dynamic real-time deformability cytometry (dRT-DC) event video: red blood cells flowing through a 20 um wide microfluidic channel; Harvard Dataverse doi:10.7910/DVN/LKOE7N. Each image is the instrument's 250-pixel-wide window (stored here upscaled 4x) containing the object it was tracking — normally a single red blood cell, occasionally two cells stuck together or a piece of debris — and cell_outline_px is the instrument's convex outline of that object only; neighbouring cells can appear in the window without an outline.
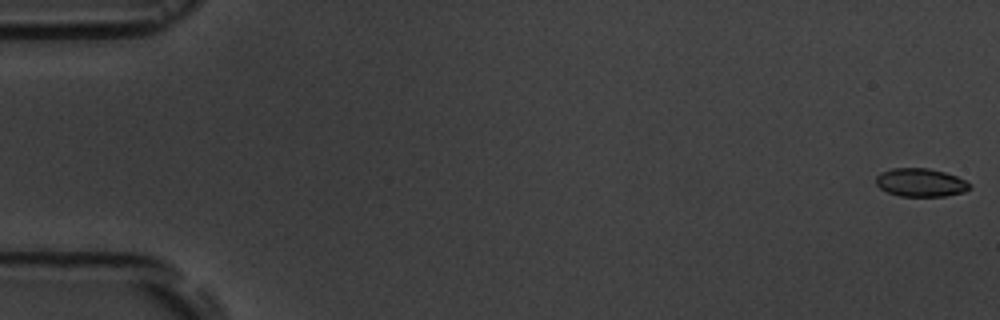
{"species": "common noctule bat (a hibernating species)", "species_latin": "Nyctalus noctula", "temperature_condition": "room temperature", "stored_images_in_passage": 5, "camera_frame_rate_fps": 3000, "um_per_image_px": 0.085, "animal": {"sex": "male", "body_mass_g": 19.5, "forearm_length_mm": 54.6}, "frame": {"image": 1, "passage_image": 1, "time_ms": 0.0, "image_size_px": [1000, 320], "cell_outline_px": [[968, 188], [964, 192], [944, 196], [900, 196], [888, 192], [880, 188], [876, 184], [876, 176], [880, 172], [892, 168], [928, 168], [944, 172], [956, 176], [964, 180], [968, 184]], "centroid_in_image_um": [78.2, 15.51], "position_along_channel_um": 6.8, "area_um2": 15.26}}
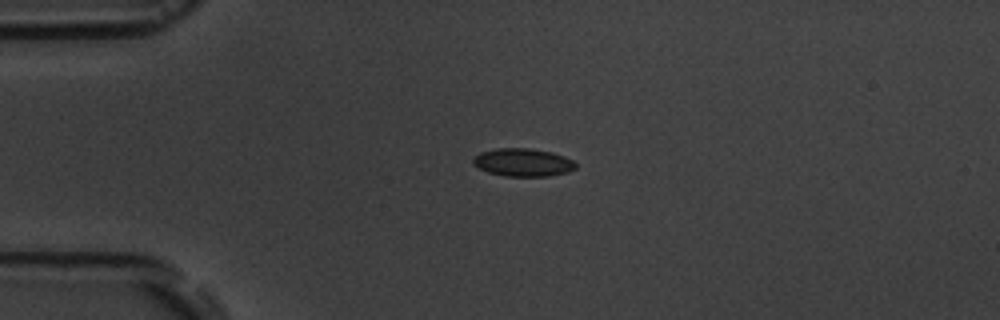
{"frame": {"image": 2, "passage_image": 4, "time_ms": 4.333, "image_size_px": [1000, 320], "cell_outline_px": [[576, 168], [568, 172], [548, 176], [504, 176], [488, 172], [472, 164], [472, 160], [480, 152], [496, 148], [532, 148], [552, 152], [564, 156], [572, 160], [576, 164]], "centroid_in_image_um": [44.45, 13.8], "position_along_channel_um": 40.5, "area_um2": 16.76}}